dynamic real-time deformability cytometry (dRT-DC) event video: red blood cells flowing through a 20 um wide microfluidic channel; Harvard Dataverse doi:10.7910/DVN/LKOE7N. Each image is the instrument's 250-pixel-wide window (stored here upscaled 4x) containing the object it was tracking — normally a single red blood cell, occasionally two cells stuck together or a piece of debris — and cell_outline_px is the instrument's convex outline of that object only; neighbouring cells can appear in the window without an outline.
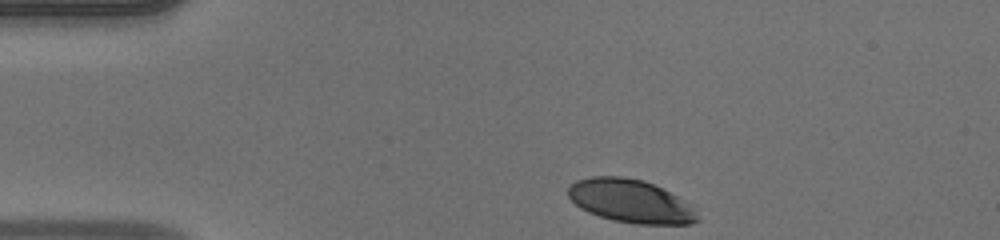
{"species": "human", "species_latin": "Homo sapiens", "temperature_condition": "warm", "stored_images_in_passage": 34, "camera_frame_rate_fps": 3000, "um_per_image_px": 0.085, "donor": {"sex": "male"}, "frame": {"image": 1, "passage_image": 1, "time_ms": 0.0, "image_size_px": [1000, 240], "cell_outline_px": [[700, 220], [692, 224], [636, 224], [612, 220], [588, 212], [580, 208], [568, 196], [568, 188], [576, 180], [592, 176], [624, 176], [644, 180], [676, 196]], "centroid_in_image_um": [53.5, 17.09], "position_along_channel_um": 31.5, "area_um2": 31.91}}
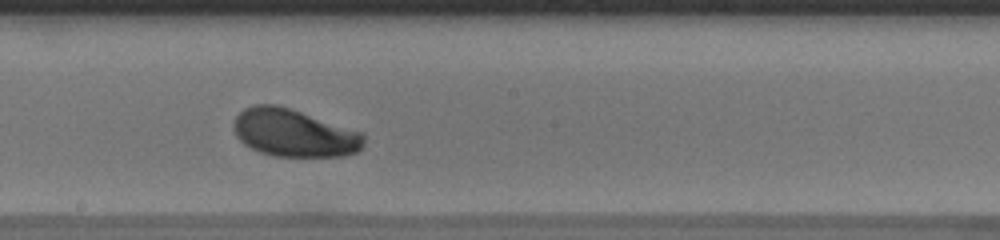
{"frame": {"image": 2, "passage_image": 19, "time_ms": 6.0, "image_size_px": [1000, 240], "cell_outline_px": [[364, 144], [356, 152], [344, 156], [272, 156], [260, 152], [244, 144], [236, 136], [236, 116], [244, 108], [256, 104], [276, 104], [364, 132]], "centroid_in_image_um": [25.02, 11.3], "position_along_channel_um": 223.2, "area_um2": 35.89}}
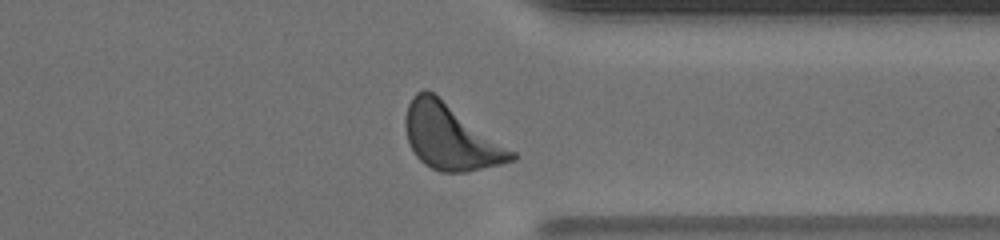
{"frame": {"image": 3, "passage_image": 30, "time_ms": 9.667, "image_size_px": [1000, 240], "cell_outline_px": [[516, 160], [468, 172], [440, 172], [424, 164], [416, 156], [408, 140], [404, 124], [404, 120], [408, 104], [412, 96], [416, 92], [424, 88], [428, 88], [516, 152]], "centroid_in_image_um": [38.29, 11.63], "position_along_channel_um": 373.1, "area_um2": 40.52}, "authors_computed_cell_mechanics": {"area_um2": 35.9227, "velocity_mm_per_s": 4.1573, "shape_relaxation_time_tau1_ms": 2.2576, "shape_relaxation_time_tau2_ms": null, "deformation_change_tau1": 0.1293, "deformation_change_tau2": null}}